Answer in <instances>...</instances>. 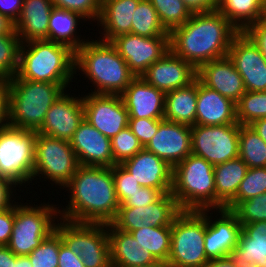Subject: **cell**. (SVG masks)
<instances>
[{"label": "cell", "instance_id": "obj_1", "mask_svg": "<svg viewBox=\"0 0 266 267\" xmlns=\"http://www.w3.org/2000/svg\"><path fill=\"white\" fill-rule=\"evenodd\" d=\"M67 206H58L59 218L79 223H111L120 206L112 167L79 166L70 182Z\"/></svg>", "mask_w": 266, "mask_h": 267}, {"label": "cell", "instance_id": "obj_2", "mask_svg": "<svg viewBox=\"0 0 266 267\" xmlns=\"http://www.w3.org/2000/svg\"><path fill=\"white\" fill-rule=\"evenodd\" d=\"M239 31L218 10L194 13L169 33L170 50L196 70L204 63L228 56Z\"/></svg>", "mask_w": 266, "mask_h": 267}, {"label": "cell", "instance_id": "obj_3", "mask_svg": "<svg viewBox=\"0 0 266 267\" xmlns=\"http://www.w3.org/2000/svg\"><path fill=\"white\" fill-rule=\"evenodd\" d=\"M75 72L90 80L91 94L121 95L136 77L111 42L99 39H89L75 52Z\"/></svg>", "mask_w": 266, "mask_h": 267}, {"label": "cell", "instance_id": "obj_4", "mask_svg": "<svg viewBox=\"0 0 266 267\" xmlns=\"http://www.w3.org/2000/svg\"><path fill=\"white\" fill-rule=\"evenodd\" d=\"M76 74L75 51L70 47L48 40L21 43L16 74L20 79L71 84Z\"/></svg>", "mask_w": 266, "mask_h": 267}, {"label": "cell", "instance_id": "obj_5", "mask_svg": "<svg viewBox=\"0 0 266 267\" xmlns=\"http://www.w3.org/2000/svg\"><path fill=\"white\" fill-rule=\"evenodd\" d=\"M71 84L35 82L9 79V126L27 131H38L50 106Z\"/></svg>", "mask_w": 266, "mask_h": 267}, {"label": "cell", "instance_id": "obj_6", "mask_svg": "<svg viewBox=\"0 0 266 267\" xmlns=\"http://www.w3.org/2000/svg\"><path fill=\"white\" fill-rule=\"evenodd\" d=\"M171 194L181 211L216 209L214 166L191 153L173 167Z\"/></svg>", "mask_w": 266, "mask_h": 267}, {"label": "cell", "instance_id": "obj_7", "mask_svg": "<svg viewBox=\"0 0 266 267\" xmlns=\"http://www.w3.org/2000/svg\"><path fill=\"white\" fill-rule=\"evenodd\" d=\"M44 202L37 205L15 202L14 225L7 245L15 255H29L55 230L60 205Z\"/></svg>", "mask_w": 266, "mask_h": 267}, {"label": "cell", "instance_id": "obj_8", "mask_svg": "<svg viewBox=\"0 0 266 267\" xmlns=\"http://www.w3.org/2000/svg\"><path fill=\"white\" fill-rule=\"evenodd\" d=\"M205 216L200 211H181L171 225V244L166 263L170 267H203L209 259L204 249Z\"/></svg>", "mask_w": 266, "mask_h": 267}, {"label": "cell", "instance_id": "obj_9", "mask_svg": "<svg viewBox=\"0 0 266 267\" xmlns=\"http://www.w3.org/2000/svg\"><path fill=\"white\" fill-rule=\"evenodd\" d=\"M55 229L62 242L80 256L84 267H112L107 224L79 223L59 218Z\"/></svg>", "mask_w": 266, "mask_h": 267}, {"label": "cell", "instance_id": "obj_10", "mask_svg": "<svg viewBox=\"0 0 266 267\" xmlns=\"http://www.w3.org/2000/svg\"><path fill=\"white\" fill-rule=\"evenodd\" d=\"M79 166L69 141L37 133L32 181L36 183L42 177L41 182L47 179L51 186L56 184L55 187L63 190Z\"/></svg>", "mask_w": 266, "mask_h": 267}, {"label": "cell", "instance_id": "obj_11", "mask_svg": "<svg viewBox=\"0 0 266 267\" xmlns=\"http://www.w3.org/2000/svg\"><path fill=\"white\" fill-rule=\"evenodd\" d=\"M36 131L0 129V176L17 186L32 185Z\"/></svg>", "mask_w": 266, "mask_h": 267}, {"label": "cell", "instance_id": "obj_12", "mask_svg": "<svg viewBox=\"0 0 266 267\" xmlns=\"http://www.w3.org/2000/svg\"><path fill=\"white\" fill-rule=\"evenodd\" d=\"M240 124L191 126V153L213 166L239 157Z\"/></svg>", "mask_w": 266, "mask_h": 267}, {"label": "cell", "instance_id": "obj_13", "mask_svg": "<svg viewBox=\"0 0 266 267\" xmlns=\"http://www.w3.org/2000/svg\"><path fill=\"white\" fill-rule=\"evenodd\" d=\"M210 211L214 212V216ZM200 212L205 216L204 249L207 258L213 260L228 257L237 246L242 231L236 214L227 208L204 209Z\"/></svg>", "mask_w": 266, "mask_h": 267}, {"label": "cell", "instance_id": "obj_14", "mask_svg": "<svg viewBox=\"0 0 266 267\" xmlns=\"http://www.w3.org/2000/svg\"><path fill=\"white\" fill-rule=\"evenodd\" d=\"M84 119L110 139L128 127L129 114L121 95H82Z\"/></svg>", "mask_w": 266, "mask_h": 267}, {"label": "cell", "instance_id": "obj_15", "mask_svg": "<svg viewBox=\"0 0 266 267\" xmlns=\"http://www.w3.org/2000/svg\"><path fill=\"white\" fill-rule=\"evenodd\" d=\"M111 44L136 77L170 50L169 36L144 37L128 33L117 36Z\"/></svg>", "mask_w": 266, "mask_h": 267}, {"label": "cell", "instance_id": "obj_16", "mask_svg": "<svg viewBox=\"0 0 266 267\" xmlns=\"http://www.w3.org/2000/svg\"><path fill=\"white\" fill-rule=\"evenodd\" d=\"M228 56L241 75L246 91H266V59L244 32L233 38Z\"/></svg>", "mask_w": 266, "mask_h": 267}, {"label": "cell", "instance_id": "obj_17", "mask_svg": "<svg viewBox=\"0 0 266 267\" xmlns=\"http://www.w3.org/2000/svg\"><path fill=\"white\" fill-rule=\"evenodd\" d=\"M74 95H71L67 89L50 106L42 127L37 131L38 134L67 141L72 138L79 124L84 120L82 94L78 95L79 97L75 93Z\"/></svg>", "mask_w": 266, "mask_h": 267}, {"label": "cell", "instance_id": "obj_18", "mask_svg": "<svg viewBox=\"0 0 266 267\" xmlns=\"http://www.w3.org/2000/svg\"><path fill=\"white\" fill-rule=\"evenodd\" d=\"M144 149L173 168L191 154V126L159 119L158 130Z\"/></svg>", "mask_w": 266, "mask_h": 267}, {"label": "cell", "instance_id": "obj_19", "mask_svg": "<svg viewBox=\"0 0 266 267\" xmlns=\"http://www.w3.org/2000/svg\"><path fill=\"white\" fill-rule=\"evenodd\" d=\"M197 70L171 50L150 65L140 76L148 84L165 94L188 86L197 78Z\"/></svg>", "mask_w": 266, "mask_h": 267}, {"label": "cell", "instance_id": "obj_20", "mask_svg": "<svg viewBox=\"0 0 266 267\" xmlns=\"http://www.w3.org/2000/svg\"><path fill=\"white\" fill-rule=\"evenodd\" d=\"M79 165L113 167L111 139L100 133L85 119L69 140Z\"/></svg>", "mask_w": 266, "mask_h": 267}, {"label": "cell", "instance_id": "obj_21", "mask_svg": "<svg viewBox=\"0 0 266 267\" xmlns=\"http://www.w3.org/2000/svg\"><path fill=\"white\" fill-rule=\"evenodd\" d=\"M120 165L141 187L156 188L163 194L171 193L173 168L154 153L143 148Z\"/></svg>", "mask_w": 266, "mask_h": 267}, {"label": "cell", "instance_id": "obj_22", "mask_svg": "<svg viewBox=\"0 0 266 267\" xmlns=\"http://www.w3.org/2000/svg\"><path fill=\"white\" fill-rule=\"evenodd\" d=\"M196 76L203 85L234 103L246 92L243 79L229 56L202 64Z\"/></svg>", "mask_w": 266, "mask_h": 267}, {"label": "cell", "instance_id": "obj_23", "mask_svg": "<svg viewBox=\"0 0 266 267\" xmlns=\"http://www.w3.org/2000/svg\"><path fill=\"white\" fill-rule=\"evenodd\" d=\"M129 118L164 119L165 93L135 77L121 94Z\"/></svg>", "mask_w": 266, "mask_h": 267}, {"label": "cell", "instance_id": "obj_24", "mask_svg": "<svg viewBox=\"0 0 266 267\" xmlns=\"http://www.w3.org/2000/svg\"><path fill=\"white\" fill-rule=\"evenodd\" d=\"M236 123V103L197 79L196 124L217 126Z\"/></svg>", "mask_w": 266, "mask_h": 267}, {"label": "cell", "instance_id": "obj_25", "mask_svg": "<svg viewBox=\"0 0 266 267\" xmlns=\"http://www.w3.org/2000/svg\"><path fill=\"white\" fill-rule=\"evenodd\" d=\"M229 257L236 267H266V221L243 224Z\"/></svg>", "mask_w": 266, "mask_h": 267}, {"label": "cell", "instance_id": "obj_26", "mask_svg": "<svg viewBox=\"0 0 266 267\" xmlns=\"http://www.w3.org/2000/svg\"><path fill=\"white\" fill-rule=\"evenodd\" d=\"M141 0H103L97 26H101L97 37L111 42L119 35L131 33L134 11ZM102 32V33H101Z\"/></svg>", "mask_w": 266, "mask_h": 267}, {"label": "cell", "instance_id": "obj_27", "mask_svg": "<svg viewBox=\"0 0 266 267\" xmlns=\"http://www.w3.org/2000/svg\"><path fill=\"white\" fill-rule=\"evenodd\" d=\"M110 243L111 266L137 267L146 266L157 261L154 256L139 246L131 233L116 229L111 223L107 224Z\"/></svg>", "mask_w": 266, "mask_h": 267}, {"label": "cell", "instance_id": "obj_28", "mask_svg": "<svg viewBox=\"0 0 266 267\" xmlns=\"http://www.w3.org/2000/svg\"><path fill=\"white\" fill-rule=\"evenodd\" d=\"M54 8L50 0H23L15 31L21 43L32 40H48V23Z\"/></svg>", "mask_w": 266, "mask_h": 267}, {"label": "cell", "instance_id": "obj_29", "mask_svg": "<svg viewBox=\"0 0 266 267\" xmlns=\"http://www.w3.org/2000/svg\"><path fill=\"white\" fill-rule=\"evenodd\" d=\"M82 21V22H81ZM82 16L75 12L54 7L48 23V41H53L70 47L75 52L89 40L79 35L78 26L86 23ZM78 31V32H77Z\"/></svg>", "mask_w": 266, "mask_h": 267}, {"label": "cell", "instance_id": "obj_30", "mask_svg": "<svg viewBox=\"0 0 266 267\" xmlns=\"http://www.w3.org/2000/svg\"><path fill=\"white\" fill-rule=\"evenodd\" d=\"M197 78L188 86L172 90L165 94L164 119L186 124H196Z\"/></svg>", "mask_w": 266, "mask_h": 267}, {"label": "cell", "instance_id": "obj_31", "mask_svg": "<svg viewBox=\"0 0 266 267\" xmlns=\"http://www.w3.org/2000/svg\"><path fill=\"white\" fill-rule=\"evenodd\" d=\"M248 166L237 157L214 166L216 209L225 206L236 196Z\"/></svg>", "mask_w": 266, "mask_h": 267}, {"label": "cell", "instance_id": "obj_32", "mask_svg": "<svg viewBox=\"0 0 266 267\" xmlns=\"http://www.w3.org/2000/svg\"><path fill=\"white\" fill-rule=\"evenodd\" d=\"M239 31L266 16V0H219L217 8Z\"/></svg>", "mask_w": 266, "mask_h": 267}, {"label": "cell", "instance_id": "obj_33", "mask_svg": "<svg viewBox=\"0 0 266 267\" xmlns=\"http://www.w3.org/2000/svg\"><path fill=\"white\" fill-rule=\"evenodd\" d=\"M130 233L137 240L138 245L145 251H149L157 261L167 263L171 244V226H145Z\"/></svg>", "mask_w": 266, "mask_h": 267}, {"label": "cell", "instance_id": "obj_34", "mask_svg": "<svg viewBox=\"0 0 266 267\" xmlns=\"http://www.w3.org/2000/svg\"><path fill=\"white\" fill-rule=\"evenodd\" d=\"M181 212L171 193L163 194L157 201L139 207V215L144 226H171L174 218Z\"/></svg>", "mask_w": 266, "mask_h": 267}, {"label": "cell", "instance_id": "obj_35", "mask_svg": "<svg viewBox=\"0 0 266 267\" xmlns=\"http://www.w3.org/2000/svg\"><path fill=\"white\" fill-rule=\"evenodd\" d=\"M239 157L248 168L266 167V142L250 125H240Z\"/></svg>", "mask_w": 266, "mask_h": 267}, {"label": "cell", "instance_id": "obj_36", "mask_svg": "<svg viewBox=\"0 0 266 267\" xmlns=\"http://www.w3.org/2000/svg\"><path fill=\"white\" fill-rule=\"evenodd\" d=\"M131 33L144 37L169 36L149 0H141L134 11Z\"/></svg>", "mask_w": 266, "mask_h": 267}, {"label": "cell", "instance_id": "obj_37", "mask_svg": "<svg viewBox=\"0 0 266 267\" xmlns=\"http://www.w3.org/2000/svg\"><path fill=\"white\" fill-rule=\"evenodd\" d=\"M149 1L157 11L160 22L168 33L182 26L192 16L182 0Z\"/></svg>", "mask_w": 266, "mask_h": 267}, {"label": "cell", "instance_id": "obj_38", "mask_svg": "<svg viewBox=\"0 0 266 267\" xmlns=\"http://www.w3.org/2000/svg\"><path fill=\"white\" fill-rule=\"evenodd\" d=\"M266 118V91H246L236 103V119L240 125Z\"/></svg>", "mask_w": 266, "mask_h": 267}, {"label": "cell", "instance_id": "obj_39", "mask_svg": "<svg viewBox=\"0 0 266 267\" xmlns=\"http://www.w3.org/2000/svg\"><path fill=\"white\" fill-rule=\"evenodd\" d=\"M266 192V167L248 168L236 196L225 206L233 210L241 201Z\"/></svg>", "mask_w": 266, "mask_h": 267}, {"label": "cell", "instance_id": "obj_40", "mask_svg": "<svg viewBox=\"0 0 266 267\" xmlns=\"http://www.w3.org/2000/svg\"><path fill=\"white\" fill-rule=\"evenodd\" d=\"M21 41L17 34L0 35V78L17 74Z\"/></svg>", "mask_w": 266, "mask_h": 267}, {"label": "cell", "instance_id": "obj_41", "mask_svg": "<svg viewBox=\"0 0 266 267\" xmlns=\"http://www.w3.org/2000/svg\"><path fill=\"white\" fill-rule=\"evenodd\" d=\"M61 243L60 234L55 229L37 248L27 255L32 263V267H58Z\"/></svg>", "mask_w": 266, "mask_h": 267}, {"label": "cell", "instance_id": "obj_42", "mask_svg": "<svg viewBox=\"0 0 266 267\" xmlns=\"http://www.w3.org/2000/svg\"><path fill=\"white\" fill-rule=\"evenodd\" d=\"M142 149L143 146L140 144L138 138L132 133L131 129L129 127L124 128L111 138L113 166L132 158Z\"/></svg>", "mask_w": 266, "mask_h": 267}, {"label": "cell", "instance_id": "obj_43", "mask_svg": "<svg viewBox=\"0 0 266 267\" xmlns=\"http://www.w3.org/2000/svg\"><path fill=\"white\" fill-rule=\"evenodd\" d=\"M232 211L241 225L266 221V192L241 201Z\"/></svg>", "mask_w": 266, "mask_h": 267}, {"label": "cell", "instance_id": "obj_44", "mask_svg": "<svg viewBox=\"0 0 266 267\" xmlns=\"http://www.w3.org/2000/svg\"><path fill=\"white\" fill-rule=\"evenodd\" d=\"M54 7L75 12L85 20L98 21L101 12V0H50Z\"/></svg>", "mask_w": 266, "mask_h": 267}, {"label": "cell", "instance_id": "obj_45", "mask_svg": "<svg viewBox=\"0 0 266 267\" xmlns=\"http://www.w3.org/2000/svg\"><path fill=\"white\" fill-rule=\"evenodd\" d=\"M112 176L116 197L120 205L141 188L140 184L120 164L112 167Z\"/></svg>", "mask_w": 266, "mask_h": 267}, {"label": "cell", "instance_id": "obj_46", "mask_svg": "<svg viewBox=\"0 0 266 267\" xmlns=\"http://www.w3.org/2000/svg\"><path fill=\"white\" fill-rule=\"evenodd\" d=\"M111 224L118 230L131 232L145 227L139 215V207H119Z\"/></svg>", "mask_w": 266, "mask_h": 267}, {"label": "cell", "instance_id": "obj_47", "mask_svg": "<svg viewBox=\"0 0 266 267\" xmlns=\"http://www.w3.org/2000/svg\"><path fill=\"white\" fill-rule=\"evenodd\" d=\"M128 127L144 148L156 134L159 127V119L129 118Z\"/></svg>", "mask_w": 266, "mask_h": 267}, {"label": "cell", "instance_id": "obj_48", "mask_svg": "<svg viewBox=\"0 0 266 267\" xmlns=\"http://www.w3.org/2000/svg\"><path fill=\"white\" fill-rule=\"evenodd\" d=\"M163 193L156 188L141 187L130 195L119 207H145L157 201Z\"/></svg>", "mask_w": 266, "mask_h": 267}, {"label": "cell", "instance_id": "obj_49", "mask_svg": "<svg viewBox=\"0 0 266 267\" xmlns=\"http://www.w3.org/2000/svg\"><path fill=\"white\" fill-rule=\"evenodd\" d=\"M243 32L253 41L266 59V16L249 25Z\"/></svg>", "mask_w": 266, "mask_h": 267}, {"label": "cell", "instance_id": "obj_50", "mask_svg": "<svg viewBox=\"0 0 266 267\" xmlns=\"http://www.w3.org/2000/svg\"><path fill=\"white\" fill-rule=\"evenodd\" d=\"M17 188L20 189L22 187L17 186L8 178L0 176V211L6 210L15 204L16 201L14 200H16V190L19 191Z\"/></svg>", "mask_w": 266, "mask_h": 267}, {"label": "cell", "instance_id": "obj_51", "mask_svg": "<svg viewBox=\"0 0 266 267\" xmlns=\"http://www.w3.org/2000/svg\"><path fill=\"white\" fill-rule=\"evenodd\" d=\"M14 225V205L0 211V246L9 244Z\"/></svg>", "mask_w": 266, "mask_h": 267}, {"label": "cell", "instance_id": "obj_52", "mask_svg": "<svg viewBox=\"0 0 266 267\" xmlns=\"http://www.w3.org/2000/svg\"><path fill=\"white\" fill-rule=\"evenodd\" d=\"M9 126V79L0 78V129Z\"/></svg>", "mask_w": 266, "mask_h": 267}, {"label": "cell", "instance_id": "obj_53", "mask_svg": "<svg viewBox=\"0 0 266 267\" xmlns=\"http://www.w3.org/2000/svg\"><path fill=\"white\" fill-rule=\"evenodd\" d=\"M58 267H84L80 256H76L63 242L60 244Z\"/></svg>", "mask_w": 266, "mask_h": 267}, {"label": "cell", "instance_id": "obj_54", "mask_svg": "<svg viewBox=\"0 0 266 267\" xmlns=\"http://www.w3.org/2000/svg\"><path fill=\"white\" fill-rule=\"evenodd\" d=\"M182 1L192 14L216 11L219 5V0H182Z\"/></svg>", "mask_w": 266, "mask_h": 267}, {"label": "cell", "instance_id": "obj_55", "mask_svg": "<svg viewBox=\"0 0 266 267\" xmlns=\"http://www.w3.org/2000/svg\"><path fill=\"white\" fill-rule=\"evenodd\" d=\"M23 6V0H0V14L16 22Z\"/></svg>", "mask_w": 266, "mask_h": 267}, {"label": "cell", "instance_id": "obj_56", "mask_svg": "<svg viewBox=\"0 0 266 267\" xmlns=\"http://www.w3.org/2000/svg\"><path fill=\"white\" fill-rule=\"evenodd\" d=\"M15 253L7 246H0V267H14Z\"/></svg>", "mask_w": 266, "mask_h": 267}, {"label": "cell", "instance_id": "obj_57", "mask_svg": "<svg viewBox=\"0 0 266 267\" xmlns=\"http://www.w3.org/2000/svg\"><path fill=\"white\" fill-rule=\"evenodd\" d=\"M2 34H16L15 22L9 17L0 14V35Z\"/></svg>", "mask_w": 266, "mask_h": 267}, {"label": "cell", "instance_id": "obj_58", "mask_svg": "<svg viewBox=\"0 0 266 267\" xmlns=\"http://www.w3.org/2000/svg\"><path fill=\"white\" fill-rule=\"evenodd\" d=\"M203 267H236L232 259L228 256L225 258L209 260Z\"/></svg>", "mask_w": 266, "mask_h": 267}, {"label": "cell", "instance_id": "obj_59", "mask_svg": "<svg viewBox=\"0 0 266 267\" xmlns=\"http://www.w3.org/2000/svg\"><path fill=\"white\" fill-rule=\"evenodd\" d=\"M250 126L266 142V118L253 121Z\"/></svg>", "mask_w": 266, "mask_h": 267}, {"label": "cell", "instance_id": "obj_60", "mask_svg": "<svg viewBox=\"0 0 266 267\" xmlns=\"http://www.w3.org/2000/svg\"><path fill=\"white\" fill-rule=\"evenodd\" d=\"M14 267H32V263L27 255H15Z\"/></svg>", "mask_w": 266, "mask_h": 267}, {"label": "cell", "instance_id": "obj_61", "mask_svg": "<svg viewBox=\"0 0 266 267\" xmlns=\"http://www.w3.org/2000/svg\"><path fill=\"white\" fill-rule=\"evenodd\" d=\"M166 264L165 263H153L150 265H146V266H137V267H165ZM113 267H122V266H113Z\"/></svg>", "mask_w": 266, "mask_h": 267}]
</instances>
